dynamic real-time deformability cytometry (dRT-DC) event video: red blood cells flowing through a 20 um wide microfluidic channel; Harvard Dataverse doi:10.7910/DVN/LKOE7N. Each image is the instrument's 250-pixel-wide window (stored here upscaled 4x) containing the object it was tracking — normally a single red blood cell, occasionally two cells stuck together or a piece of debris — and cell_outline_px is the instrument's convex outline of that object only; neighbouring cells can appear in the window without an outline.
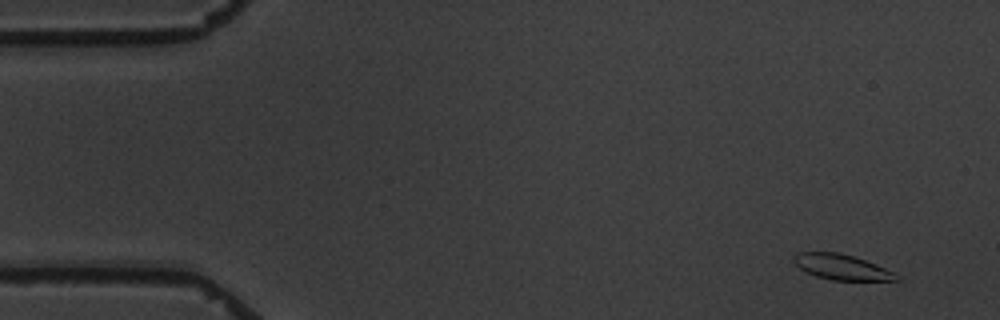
{"species": "common noctule bat (a hibernating species)", "species_latin": "Nyctalus noctula", "temperature_condition": "warm", "stored_images_in_passage": 4, "camera_frame_rate_fps": 3000, "um_per_image_px": 0.085, "animal": {"sex": "male", "body_mass_g": 19.5, "forearm_length_mm": 54.6}, "frame": {"image": 1, "passage_image": 1, "time_ms": 0.0, "image_size_px": [1000, 320], "cell_outline_px": [[900, 280], [832, 280], [816, 276], [800, 268], [792, 260], [792, 256], [796, 252], [840, 252], [864, 260], [884, 268], [900, 276]], "centroid_in_image_um": [71.49, 22.69], "position_along_channel_um": 13.5, "area_um2": 14.97}}